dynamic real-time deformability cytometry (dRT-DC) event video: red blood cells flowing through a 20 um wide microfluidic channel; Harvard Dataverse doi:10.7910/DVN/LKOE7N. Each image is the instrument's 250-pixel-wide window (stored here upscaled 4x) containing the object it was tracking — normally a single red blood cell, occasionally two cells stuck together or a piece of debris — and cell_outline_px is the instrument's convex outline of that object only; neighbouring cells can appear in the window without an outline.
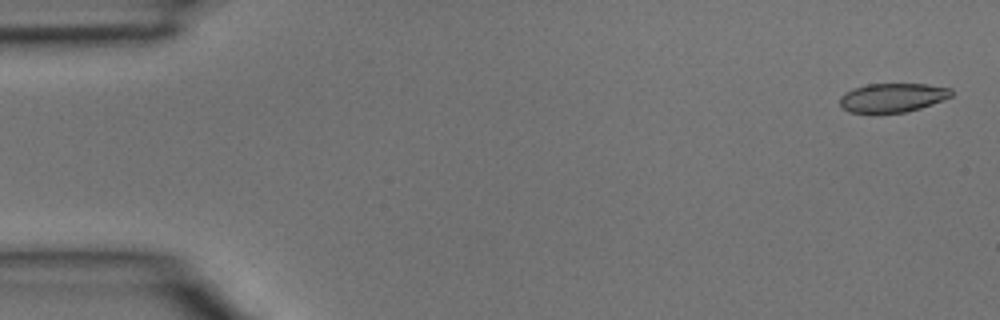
{"species": "common noctule bat (a hibernating species)", "species_latin": "Nyctalus noctula", "temperature_condition": "room temperature", "stored_images_in_passage": 5, "segment_of_instrument_passage": [1, 2], "camera_frame_rate_fps": 3000, "um_per_image_px": 0.085, "animal": {"sex": "male", "body_mass_g": 15.6}, "frame": {"image": 1, "passage_image": 1, "time_ms": 0.0, "image_size_px": [1000, 320], "cell_outline_px": [[952, 96], [944, 100], [920, 108], [904, 112], [848, 112], [840, 104], [840, 96], [844, 92], [852, 88], [868, 84], [928, 84], [952, 88]], "centroid_in_image_um": [75.88, 8.28], "position_along_channel_um": 9.1, "area_um2": 18.79}}